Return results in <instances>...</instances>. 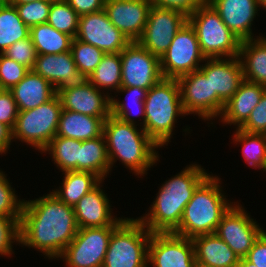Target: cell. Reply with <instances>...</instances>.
Returning <instances> with one entry per match:
<instances>
[{
	"instance_id": "cell-1",
	"label": "cell",
	"mask_w": 266,
	"mask_h": 267,
	"mask_svg": "<svg viewBox=\"0 0 266 267\" xmlns=\"http://www.w3.org/2000/svg\"><path fill=\"white\" fill-rule=\"evenodd\" d=\"M78 229L73 207L60 201L52 192L23 201L19 245L35 248L49 259L59 258Z\"/></svg>"
},
{
	"instance_id": "cell-2",
	"label": "cell",
	"mask_w": 266,
	"mask_h": 267,
	"mask_svg": "<svg viewBox=\"0 0 266 267\" xmlns=\"http://www.w3.org/2000/svg\"><path fill=\"white\" fill-rule=\"evenodd\" d=\"M209 175L199 164L186 166L162 184L150 211L138 219L151 233L174 232L179 227L184 208L196 188Z\"/></svg>"
},
{
	"instance_id": "cell-3",
	"label": "cell",
	"mask_w": 266,
	"mask_h": 267,
	"mask_svg": "<svg viewBox=\"0 0 266 267\" xmlns=\"http://www.w3.org/2000/svg\"><path fill=\"white\" fill-rule=\"evenodd\" d=\"M136 126L125 123L113 115L105 120L103 135L110 161V171L119 159L133 173L144 176L159 160L156 150L160 147L142 127L139 130Z\"/></svg>"
},
{
	"instance_id": "cell-4",
	"label": "cell",
	"mask_w": 266,
	"mask_h": 267,
	"mask_svg": "<svg viewBox=\"0 0 266 267\" xmlns=\"http://www.w3.org/2000/svg\"><path fill=\"white\" fill-rule=\"evenodd\" d=\"M220 183V178L211 174L196 188L173 233L189 239L215 233L220 220L234 203L228 202Z\"/></svg>"
},
{
	"instance_id": "cell-5",
	"label": "cell",
	"mask_w": 266,
	"mask_h": 267,
	"mask_svg": "<svg viewBox=\"0 0 266 267\" xmlns=\"http://www.w3.org/2000/svg\"><path fill=\"white\" fill-rule=\"evenodd\" d=\"M145 120L142 127L159 146L168 145L178 116H185L176 79L162 78L146 93ZM176 121V122H175Z\"/></svg>"
},
{
	"instance_id": "cell-6",
	"label": "cell",
	"mask_w": 266,
	"mask_h": 267,
	"mask_svg": "<svg viewBox=\"0 0 266 267\" xmlns=\"http://www.w3.org/2000/svg\"><path fill=\"white\" fill-rule=\"evenodd\" d=\"M200 50L206 58H230L239 55L241 40L222 21L208 2H203L189 16Z\"/></svg>"
},
{
	"instance_id": "cell-7",
	"label": "cell",
	"mask_w": 266,
	"mask_h": 267,
	"mask_svg": "<svg viewBox=\"0 0 266 267\" xmlns=\"http://www.w3.org/2000/svg\"><path fill=\"white\" fill-rule=\"evenodd\" d=\"M151 234L138 218H126L112 232L102 267H149Z\"/></svg>"
},
{
	"instance_id": "cell-8",
	"label": "cell",
	"mask_w": 266,
	"mask_h": 267,
	"mask_svg": "<svg viewBox=\"0 0 266 267\" xmlns=\"http://www.w3.org/2000/svg\"><path fill=\"white\" fill-rule=\"evenodd\" d=\"M61 110L62 103L56 94L36 108L19 111L12 129L13 141L19 139L42 152L57 134Z\"/></svg>"
},
{
	"instance_id": "cell-9",
	"label": "cell",
	"mask_w": 266,
	"mask_h": 267,
	"mask_svg": "<svg viewBox=\"0 0 266 267\" xmlns=\"http://www.w3.org/2000/svg\"><path fill=\"white\" fill-rule=\"evenodd\" d=\"M206 57L202 54L195 30L187 21L160 57L163 78L177 79L199 70Z\"/></svg>"
},
{
	"instance_id": "cell-10",
	"label": "cell",
	"mask_w": 266,
	"mask_h": 267,
	"mask_svg": "<svg viewBox=\"0 0 266 267\" xmlns=\"http://www.w3.org/2000/svg\"><path fill=\"white\" fill-rule=\"evenodd\" d=\"M118 226L79 228L60 259L68 267H102L112 232Z\"/></svg>"
},
{
	"instance_id": "cell-11",
	"label": "cell",
	"mask_w": 266,
	"mask_h": 267,
	"mask_svg": "<svg viewBox=\"0 0 266 267\" xmlns=\"http://www.w3.org/2000/svg\"><path fill=\"white\" fill-rule=\"evenodd\" d=\"M199 70L211 79L212 118L220 117L225 103L234 95L244 81L239 57L225 59L206 58L205 64H201Z\"/></svg>"
},
{
	"instance_id": "cell-12",
	"label": "cell",
	"mask_w": 266,
	"mask_h": 267,
	"mask_svg": "<svg viewBox=\"0 0 266 267\" xmlns=\"http://www.w3.org/2000/svg\"><path fill=\"white\" fill-rule=\"evenodd\" d=\"M121 87H140L147 91L162 78L160 58L151 54L137 41L130 42L121 52Z\"/></svg>"
},
{
	"instance_id": "cell-13",
	"label": "cell",
	"mask_w": 266,
	"mask_h": 267,
	"mask_svg": "<svg viewBox=\"0 0 266 267\" xmlns=\"http://www.w3.org/2000/svg\"><path fill=\"white\" fill-rule=\"evenodd\" d=\"M187 21L188 16L179 10L152 5L144 31L137 42L160 58Z\"/></svg>"
},
{
	"instance_id": "cell-14",
	"label": "cell",
	"mask_w": 266,
	"mask_h": 267,
	"mask_svg": "<svg viewBox=\"0 0 266 267\" xmlns=\"http://www.w3.org/2000/svg\"><path fill=\"white\" fill-rule=\"evenodd\" d=\"M234 203L220 220L215 234L240 258H244L254 242L265 231L238 203Z\"/></svg>"
},
{
	"instance_id": "cell-15",
	"label": "cell",
	"mask_w": 266,
	"mask_h": 267,
	"mask_svg": "<svg viewBox=\"0 0 266 267\" xmlns=\"http://www.w3.org/2000/svg\"><path fill=\"white\" fill-rule=\"evenodd\" d=\"M197 267L191 239L170 233H152L148 245V266Z\"/></svg>"
},
{
	"instance_id": "cell-16",
	"label": "cell",
	"mask_w": 266,
	"mask_h": 267,
	"mask_svg": "<svg viewBox=\"0 0 266 267\" xmlns=\"http://www.w3.org/2000/svg\"><path fill=\"white\" fill-rule=\"evenodd\" d=\"M76 39L104 53H120L131 41L109 21L106 11L79 16Z\"/></svg>"
},
{
	"instance_id": "cell-17",
	"label": "cell",
	"mask_w": 266,
	"mask_h": 267,
	"mask_svg": "<svg viewBox=\"0 0 266 267\" xmlns=\"http://www.w3.org/2000/svg\"><path fill=\"white\" fill-rule=\"evenodd\" d=\"M99 90L87 79L66 86L57 91L62 109L78 112L92 117L108 118L111 115L109 91Z\"/></svg>"
},
{
	"instance_id": "cell-18",
	"label": "cell",
	"mask_w": 266,
	"mask_h": 267,
	"mask_svg": "<svg viewBox=\"0 0 266 267\" xmlns=\"http://www.w3.org/2000/svg\"><path fill=\"white\" fill-rule=\"evenodd\" d=\"M151 6L149 0H105L104 10L109 21L133 42L141 37Z\"/></svg>"
},
{
	"instance_id": "cell-19",
	"label": "cell",
	"mask_w": 266,
	"mask_h": 267,
	"mask_svg": "<svg viewBox=\"0 0 266 267\" xmlns=\"http://www.w3.org/2000/svg\"><path fill=\"white\" fill-rule=\"evenodd\" d=\"M176 80L179 84L185 114H196L203 120H211L212 85L210 77H206L200 70H196Z\"/></svg>"
},
{
	"instance_id": "cell-20",
	"label": "cell",
	"mask_w": 266,
	"mask_h": 267,
	"mask_svg": "<svg viewBox=\"0 0 266 267\" xmlns=\"http://www.w3.org/2000/svg\"><path fill=\"white\" fill-rule=\"evenodd\" d=\"M101 184L102 181L73 206L78 228L119 226L126 219L112 215L110 200Z\"/></svg>"
},
{
	"instance_id": "cell-21",
	"label": "cell",
	"mask_w": 266,
	"mask_h": 267,
	"mask_svg": "<svg viewBox=\"0 0 266 267\" xmlns=\"http://www.w3.org/2000/svg\"><path fill=\"white\" fill-rule=\"evenodd\" d=\"M208 3L241 41L254 39L251 28L260 8L258 0H209Z\"/></svg>"
},
{
	"instance_id": "cell-22",
	"label": "cell",
	"mask_w": 266,
	"mask_h": 267,
	"mask_svg": "<svg viewBox=\"0 0 266 267\" xmlns=\"http://www.w3.org/2000/svg\"><path fill=\"white\" fill-rule=\"evenodd\" d=\"M49 81L55 91L80 83L84 77L75 65L71 51L59 54H38L31 69Z\"/></svg>"
},
{
	"instance_id": "cell-23",
	"label": "cell",
	"mask_w": 266,
	"mask_h": 267,
	"mask_svg": "<svg viewBox=\"0 0 266 267\" xmlns=\"http://www.w3.org/2000/svg\"><path fill=\"white\" fill-rule=\"evenodd\" d=\"M266 86L243 81L234 95L225 103L220 115L221 122L237 125L240 128L249 118L252 110L259 104Z\"/></svg>"
},
{
	"instance_id": "cell-24",
	"label": "cell",
	"mask_w": 266,
	"mask_h": 267,
	"mask_svg": "<svg viewBox=\"0 0 266 267\" xmlns=\"http://www.w3.org/2000/svg\"><path fill=\"white\" fill-rule=\"evenodd\" d=\"M197 267H236L240 257L215 233L191 239Z\"/></svg>"
},
{
	"instance_id": "cell-25",
	"label": "cell",
	"mask_w": 266,
	"mask_h": 267,
	"mask_svg": "<svg viewBox=\"0 0 266 267\" xmlns=\"http://www.w3.org/2000/svg\"><path fill=\"white\" fill-rule=\"evenodd\" d=\"M10 91L13 93L19 111L36 108L57 94L49 81L32 70H29Z\"/></svg>"
},
{
	"instance_id": "cell-26",
	"label": "cell",
	"mask_w": 266,
	"mask_h": 267,
	"mask_svg": "<svg viewBox=\"0 0 266 267\" xmlns=\"http://www.w3.org/2000/svg\"><path fill=\"white\" fill-rule=\"evenodd\" d=\"M106 119L62 109L56 136L79 141L98 138L103 135Z\"/></svg>"
},
{
	"instance_id": "cell-27",
	"label": "cell",
	"mask_w": 266,
	"mask_h": 267,
	"mask_svg": "<svg viewBox=\"0 0 266 267\" xmlns=\"http://www.w3.org/2000/svg\"><path fill=\"white\" fill-rule=\"evenodd\" d=\"M238 57L244 80L266 86V38L241 41Z\"/></svg>"
},
{
	"instance_id": "cell-28",
	"label": "cell",
	"mask_w": 266,
	"mask_h": 267,
	"mask_svg": "<svg viewBox=\"0 0 266 267\" xmlns=\"http://www.w3.org/2000/svg\"><path fill=\"white\" fill-rule=\"evenodd\" d=\"M78 171L94 173L104 182L110 172V161L104 135L82 141Z\"/></svg>"
},
{
	"instance_id": "cell-29",
	"label": "cell",
	"mask_w": 266,
	"mask_h": 267,
	"mask_svg": "<svg viewBox=\"0 0 266 267\" xmlns=\"http://www.w3.org/2000/svg\"><path fill=\"white\" fill-rule=\"evenodd\" d=\"M63 174L62 186L53 190L52 193L60 201L72 207L102 181L91 172L67 171L63 172Z\"/></svg>"
},
{
	"instance_id": "cell-30",
	"label": "cell",
	"mask_w": 266,
	"mask_h": 267,
	"mask_svg": "<svg viewBox=\"0 0 266 267\" xmlns=\"http://www.w3.org/2000/svg\"><path fill=\"white\" fill-rule=\"evenodd\" d=\"M29 36L37 54H59L70 51L73 39L70 35L56 30L48 23L31 27Z\"/></svg>"
},
{
	"instance_id": "cell-31",
	"label": "cell",
	"mask_w": 266,
	"mask_h": 267,
	"mask_svg": "<svg viewBox=\"0 0 266 267\" xmlns=\"http://www.w3.org/2000/svg\"><path fill=\"white\" fill-rule=\"evenodd\" d=\"M30 28L19 17L15 6H0V53L13 43L29 37Z\"/></svg>"
},
{
	"instance_id": "cell-32",
	"label": "cell",
	"mask_w": 266,
	"mask_h": 267,
	"mask_svg": "<svg viewBox=\"0 0 266 267\" xmlns=\"http://www.w3.org/2000/svg\"><path fill=\"white\" fill-rule=\"evenodd\" d=\"M87 80L99 90H118L121 87L120 53H105Z\"/></svg>"
},
{
	"instance_id": "cell-33",
	"label": "cell",
	"mask_w": 266,
	"mask_h": 267,
	"mask_svg": "<svg viewBox=\"0 0 266 267\" xmlns=\"http://www.w3.org/2000/svg\"><path fill=\"white\" fill-rule=\"evenodd\" d=\"M82 141L55 136L42 151L51 154L52 161L62 172L78 171V160Z\"/></svg>"
},
{
	"instance_id": "cell-34",
	"label": "cell",
	"mask_w": 266,
	"mask_h": 267,
	"mask_svg": "<svg viewBox=\"0 0 266 267\" xmlns=\"http://www.w3.org/2000/svg\"><path fill=\"white\" fill-rule=\"evenodd\" d=\"M234 133L233 141L242 144L241 151L246 163L266 172V134L247 133L239 128Z\"/></svg>"
},
{
	"instance_id": "cell-35",
	"label": "cell",
	"mask_w": 266,
	"mask_h": 267,
	"mask_svg": "<svg viewBox=\"0 0 266 267\" xmlns=\"http://www.w3.org/2000/svg\"><path fill=\"white\" fill-rule=\"evenodd\" d=\"M127 93V95L132 96L131 103L137 107V114L135 115H141L142 117V127H144V120H145V109H144V100L146 98L147 90L140 88V87H120L117 90V93ZM127 97V96H126ZM134 98V99H133ZM127 99V98H126ZM129 104V103H128ZM130 107V106H129ZM111 115H113L115 118H118L122 120L125 123L130 124H136L137 122L134 120V117L131 116L130 110L127 106V104L123 101H120L117 99L115 100V97L111 96ZM133 117V118H132Z\"/></svg>"
},
{
	"instance_id": "cell-36",
	"label": "cell",
	"mask_w": 266,
	"mask_h": 267,
	"mask_svg": "<svg viewBox=\"0 0 266 267\" xmlns=\"http://www.w3.org/2000/svg\"><path fill=\"white\" fill-rule=\"evenodd\" d=\"M47 23L56 30L75 38L78 32L79 15L66 0H52Z\"/></svg>"
},
{
	"instance_id": "cell-37",
	"label": "cell",
	"mask_w": 266,
	"mask_h": 267,
	"mask_svg": "<svg viewBox=\"0 0 266 267\" xmlns=\"http://www.w3.org/2000/svg\"><path fill=\"white\" fill-rule=\"evenodd\" d=\"M70 51L73 55L75 65L84 79H87L96 69L105 54L97 47L84 43L76 38L72 39Z\"/></svg>"
},
{
	"instance_id": "cell-38",
	"label": "cell",
	"mask_w": 266,
	"mask_h": 267,
	"mask_svg": "<svg viewBox=\"0 0 266 267\" xmlns=\"http://www.w3.org/2000/svg\"><path fill=\"white\" fill-rule=\"evenodd\" d=\"M52 0H38L16 5L19 17L29 27L47 23Z\"/></svg>"
},
{
	"instance_id": "cell-39",
	"label": "cell",
	"mask_w": 266,
	"mask_h": 267,
	"mask_svg": "<svg viewBox=\"0 0 266 267\" xmlns=\"http://www.w3.org/2000/svg\"><path fill=\"white\" fill-rule=\"evenodd\" d=\"M4 172L0 170V216L21 217L23 201L17 198Z\"/></svg>"
},
{
	"instance_id": "cell-40",
	"label": "cell",
	"mask_w": 266,
	"mask_h": 267,
	"mask_svg": "<svg viewBox=\"0 0 266 267\" xmlns=\"http://www.w3.org/2000/svg\"><path fill=\"white\" fill-rule=\"evenodd\" d=\"M29 71L27 67L0 53V89L10 90Z\"/></svg>"
},
{
	"instance_id": "cell-41",
	"label": "cell",
	"mask_w": 266,
	"mask_h": 267,
	"mask_svg": "<svg viewBox=\"0 0 266 267\" xmlns=\"http://www.w3.org/2000/svg\"><path fill=\"white\" fill-rule=\"evenodd\" d=\"M20 218L0 216V255L10 256L14 253L12 244L20 241Z\"/></svg>"
},
{
	"instance_id": "cell-42",
	"label": "cell",
	"mask_w": 266,
	"mask_h": 267,
	"mask_svg": "<svg viewBox=\"0 0 266 267\" xmlns=\"http://www.w3.org/2000/svg\"><path fill=\"white\" fill-rule=\"evenodd\" d=\"M3 54L19 64L24 65L29 70L32 69L38 55L30 36L13 43L3 52Z\"/></svg>"
},
{
	"instance_id": "cell-43",
	"label": "cell",
	"mask_w": 266,
	"mask_h": 267,
	"mask_svg": "<svg viewBox=\"0 0 266 267\" xmlns=\"http://www.w3.org/2000/svg\"><path fill=\"white\" fill-rule=\"evenodd\" d=\"M247 133L266 134V90L247 121L239 128Z\"/></svg>"
},
{
	"instance_id": "cell-44",
	"label": "cell",
	"mask_w": 266,
	"mask_h": 267,
	"mask_svg": "<svg viewBox=\"0 0 266 267\" xmlns=\"http://www.w3.org/2000/svg\"><path fill=\"white\" fill-rule=\"evenodd\" d=\"M19 109L10 90H0V122L13 129Z\"/></svg>"
},
{
	"instance_id": "cell-45",
	"label": "cell",
	"mask_w": 266,
	"mask_h": 267,
	"mask_svg": "<svg viewBox=\"0 0 266 267\" xmlns=\"http://www.w3.org/2000/svg\"><path fill=\"white\" fill-rule=\"evenodd\" d=\"M152 5L162 8L175 9L189 16L202 3V0H149Z\"/></svg>"
},
{
	"instance_id": "cell-46",
	"label": "cell",
	"mask_w": 266,
	"mask_h": 267,
	"mask_svg": "<svg viewBox=\"0 0 266 267\" xmlns=\"http://www.w3.org/2000/svg\"><path fill=\"white\" fill-rule=\"evenodd\" d=\"M245 258L257 267H266V231L254 242Z\"/></svg>"
},
{
	"instance_id": "cell-47",
	"label": "cell",
	"mask_w": 266,
	"mask_h": 267,
	"mask_svg": "<svg viewBox=\"0 0 266 267\" xmlns=\"http://www.w3.org/2000/svg\"><path fill=\"white\" fill-rule=\"evenodd\" d=\"M66 2L81 16L103 10L105 0H66Z\"/></svg>"
},
{
	"instance_id": "cell-48",
	"label": "cell",
	"mask_w": 266,
	"mask_h": 267,
	"mask_svg": "<svg viewBox=\"0 0 266 267\" xmlns=\"http://www.w3.org/2000/svg\"><path fill=\"white\" fill-rule=\"evenodd\" d=\"M13 140L12 129L0 122V155L6 154Z\"/></svg>"
},
{
	"instance_id": "cell-49",
	"label": "cell",
	"mask_w": 266,
	"mask_h": 267,
	"mask_svg": "<svg viewBox=\"0 0 266 267\" xmlns=\"http://www.w3.org/2000/svg\"><path fill=\"white\" fill-rule=\"evenodd\" d=\"M34 1H38V0H5V3L12 5V6H16L20 4H27V3L34 2Z\"/></svg>"
},
{
	"instance_id": "cell-50",
	"label": "cell",
	"mask_w": 266,
	"mask_h": 267,
	"mask_svg": "<svg viewBox=\"0 0 266 267\" xmlns=\"http://www.w3.org/2000/svg\"><path fill=\"white\" fill-rule=\"evenodd\" d=\"M236 267H257L253 263L249 262L245 257L240 258L239 263Z\"/></svg>"
},
{
	"instance_id": "cell-51",
	"label": "cell",
	"mask_w": 266,
	"mask_h": 267,
	"mask_svg": "<svg viewBox=\"0 0 266 267\" xmlns=\"http://www.w3.org/2000/svg\"><path fill=\"white\" fill-rule=\"evenodd\" d=\"M258 5L266 10V0H258Z\"/></svg>"
},
{
	"instance_id": "cell-52",
	"label": "cell",
	"mask_w": 266,
	"mask_h": 267,
	"mask_svg": "<svg viewBox=\"0 0 266 267\" xmlns=\"http://www.w3.org/2000/svg\"><path fill=\"white\" fill-rule=\"evenodd\" d=\"M5 3V0H0V6H2Z\"/></svg>"
}]
</instances>
